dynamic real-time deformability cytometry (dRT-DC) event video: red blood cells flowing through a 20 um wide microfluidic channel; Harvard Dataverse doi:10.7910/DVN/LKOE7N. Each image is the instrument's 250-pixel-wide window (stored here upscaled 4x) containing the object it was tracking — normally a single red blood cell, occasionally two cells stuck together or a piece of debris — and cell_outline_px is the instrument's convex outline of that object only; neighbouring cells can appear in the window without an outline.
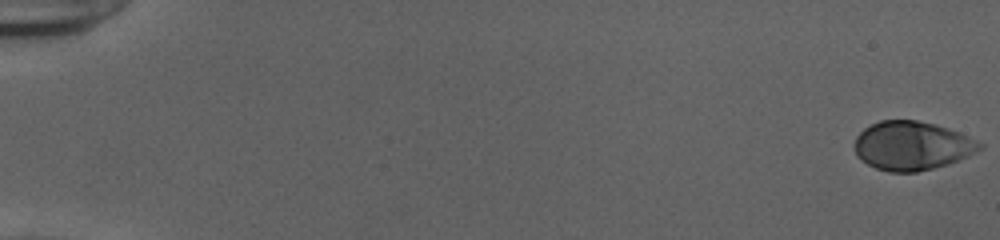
{"species": "human", "species_latin": "Homo sapiens", "temperature_condition": "cold", "stored_images_in_passage": 54, "camera_frame_rate_fps": 3000, "um_per_image_px": 0.085, "donor": {"sex": "female"}, "frame": {"image": 1, "passage_image": 1, "time_ms": 0.0, "image_size_px": [1000, 240], "cell_outline_px": [[984, 148], [968, 156], [948, 164], [916, 172], [888, 172], [876, 168], [860, 160], [856, 156], [856, 136], [864, 128], [880, 120], [916, 120], [936, 124], [960, 132], [984, 144]], "centroid_in_image_um": [77.54, 12.38], "position_along_channel_um": 7.5, "area_um2": 35.66}}
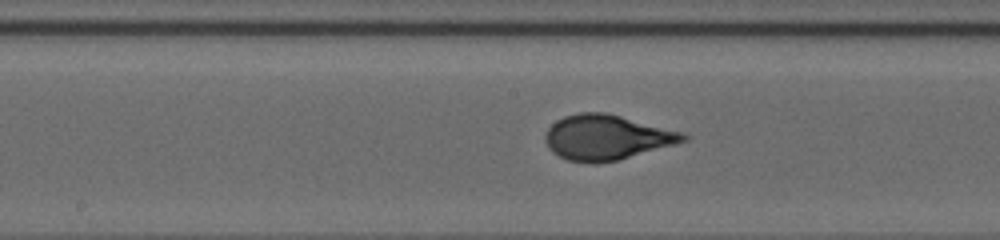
{"frame": {"image": 2, "passage_image": 30, "time_ms": 9.667, "image_size_px": [1000, 240], "cell_outline_px": [[688, 140], [620, 160], [596, 164], [592, 164], [568, 160], [552, 152], [548, 148], [544, 140], [544, 136], [548, 128], [556, 120], [564, 116], [580, 112], [604, 112], [684, 132], [688, 136]], "centroid_in_image_um": [51.54, 11.69], "position_along_channel_um": 196.7, "area_um2": 36.36}}
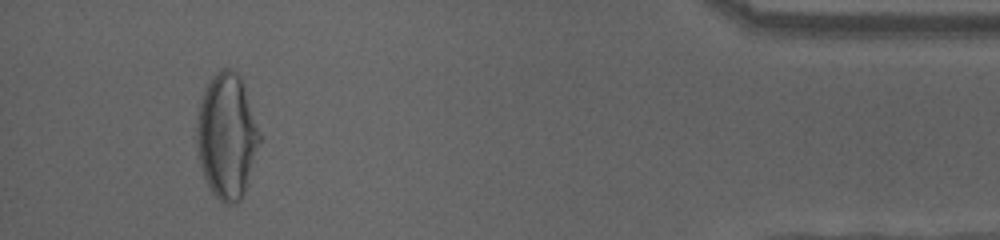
{"frame": {"image": 3, "passage_image": 51, "time_ms": 16.667, "image_size_px": [1000, 240], "cell_outline_px": [[260, 140], [244, 192], [240, 200], [236, 204], [224, 204], [208, 188], [200, 164], [196, 140], [196, 128], [200, 104], [204, 92], [208, 84], [216, 72], [224, 68], [228, 68], [236, 72], [240, 76], [260, 136]], "centroid_in_image_um": [19.25, 11.6], "position_along_channel_um": 415.9, "area_um2": 44.85}, "authors_computed_cell_mechanics": {"area_um2": 35.6626, "velocity_mm_per_s": 3.9057, "shape_relaxation_time_tau1_ms": 5.7758, "shape_relaxation_time_tau2_ms": null, "deformation_change_tau1": 0.2292, "deformation_change_tau2": null}}